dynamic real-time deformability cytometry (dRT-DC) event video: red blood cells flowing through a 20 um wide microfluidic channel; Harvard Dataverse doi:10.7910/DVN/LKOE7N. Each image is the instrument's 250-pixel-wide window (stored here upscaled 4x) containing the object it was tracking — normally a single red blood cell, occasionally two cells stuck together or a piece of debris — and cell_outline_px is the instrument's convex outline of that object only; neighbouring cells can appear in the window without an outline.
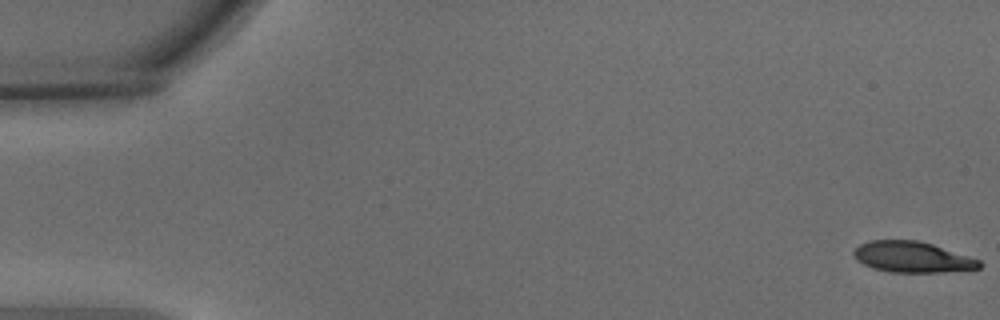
{"species": "common noctule bat (a hibernating species)", "species_latin": "Nyctalus noctula", "temperature_condition": "warm", "stored_images_in_passage": 17, "camera_frame_rate_fps": 3000, "um_per_image_px": 0.085, "animal": {"sex": "male", "body_mass_g": 15.6}, "frame": {"image": 1, "passage_image": 1, "time_ms": 0.0, "image_size_px": [1000, 320], "cell_outline_px": [[984, 264], [980, 268], [940, 272], [892, 272], [872, 268], [856, 260], [852, 252], [860, 244], [868, 240], [920, 240], [980, 260]], "centroid_in_image_um": [77.52, 21.84], "position_along_channel_um": 7.5, "area_um2": 22.54}}
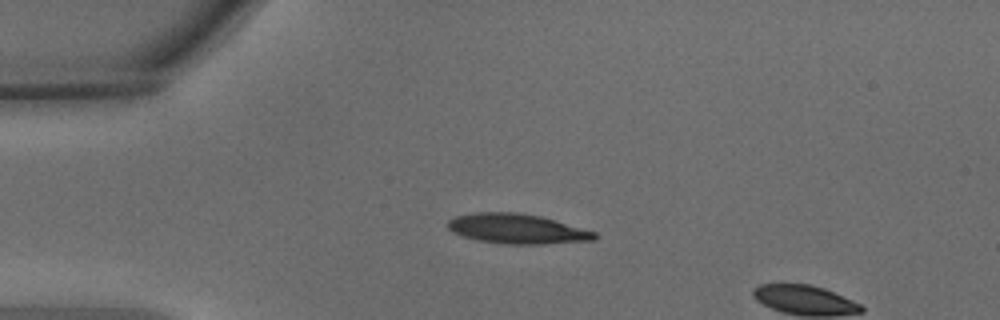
{"frame": {"image": 2, "passage_image": 14, "time_ms": 4.333, "image_size_px": [1000, 320], "cell_outline_px": [[596, 240], [544, 244], [504, 244], [480, 240], [460, 236], [452, 232], [448, 228], [448, 220], [456, 216], [472, 212], [516, 212], [540, 216], [596, 232]], "centroid_in_image_um": [43.92, 19.45], "position_along_channel_um": 41.1, "area_um2": 25.49}}